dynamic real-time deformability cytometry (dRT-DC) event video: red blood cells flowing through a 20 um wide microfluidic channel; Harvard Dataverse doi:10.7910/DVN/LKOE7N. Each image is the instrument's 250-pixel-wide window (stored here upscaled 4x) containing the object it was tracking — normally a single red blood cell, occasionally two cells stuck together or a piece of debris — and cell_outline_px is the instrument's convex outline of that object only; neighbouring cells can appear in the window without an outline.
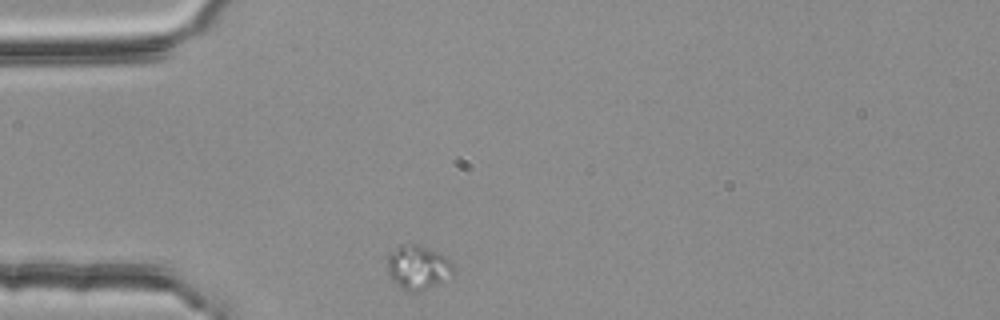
{"species": "common noctule bat (a hibernating species)", "species_latin": "Nyctalus noctula", "temperature_condition": "room temperature", "stored_images_in_passage": 32, "camera_frame_rate_fps": 3000, "um_per_image_px": 0.085, "animal": {"sex": "female", "body_mass_g": 25.1}, "frame": {"image": 1, "passage_image": 1, "time_ms": 0.0, "image_size_px": [1000, 320], "cell_outline_px": [[452, 276], [420, 292], [408, 292], [400, 288], [392, 280], [388, 272], [388, 252], [400, 244], [420, 244], [444, 256], [452, 264]], "centroid_in_image_um": [35.47, 22.73], "position_along_channel_um": 49.5, "area_um2": 16.99}}